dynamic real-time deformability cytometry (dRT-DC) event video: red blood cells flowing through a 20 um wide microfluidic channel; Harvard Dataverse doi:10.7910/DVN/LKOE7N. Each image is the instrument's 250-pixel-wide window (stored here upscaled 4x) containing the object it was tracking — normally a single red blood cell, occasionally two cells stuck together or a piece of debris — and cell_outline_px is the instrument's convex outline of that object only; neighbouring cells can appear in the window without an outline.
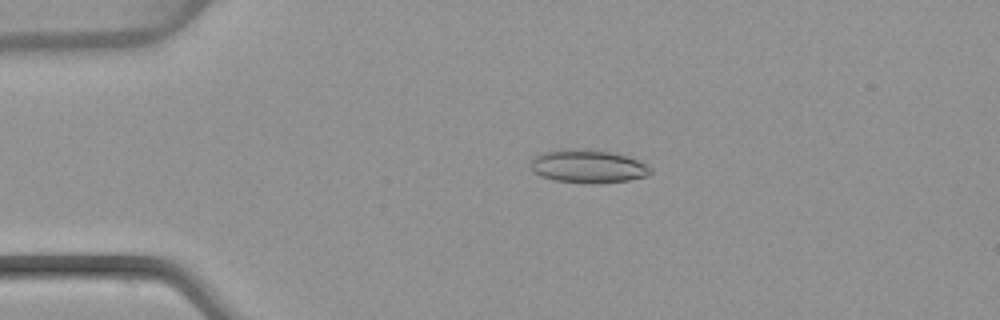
{"species": "common noctule bat (a hibernating species)", "species_latin": "Nyctalus noctula", "temperature_condition": "warm", "stored_images_in_passage": 50, "camera_frame_rate_fps": 3000, "um_per_image_px": 0.085, "animal": {"sex": "female", "body_mass_g": 22.7, "forearm_length_mm": 54.2}, "frame": {"image": 1, "passage_image": 11, "time_ms": 3.333, "image_size_px": [1000, 320], "cell_outline_px": [[652, 172], [644, 176], [628, 180], [556, 180], [540, 176], [532, 172], [528, 164], [536, 156], [544, 152], [572, 148], [588, 148], [612, 152], [628, 156], [652, 168]], "centroid_in_image_um": [49.92, 14.07], "position_along_channel_um": 35.1, "area_um2": 22.25}}
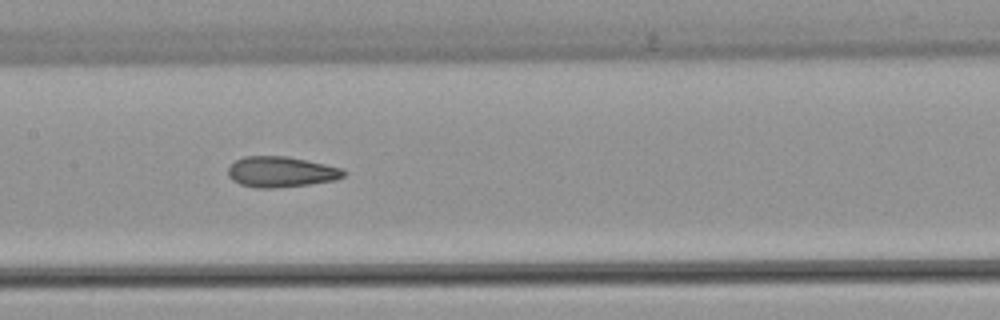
{"frame": {"image": 2, "passage_image": 25, "time_ms": 8.0, "image_size_px": [1000, 320], "cell_outline_px": [[348, 172], [344, 176], [336, 180], [308, 184], [272, 188], [256, 188], [240, 184], [232, 180], [228, 176], [228, 168], [236, 160], [244, 156], [288, 156], [344, 168]], "centroid_in_image_um": [23.91, 14.6], "position_along_channel_um": 183.5, "area_um2": 20.75}}
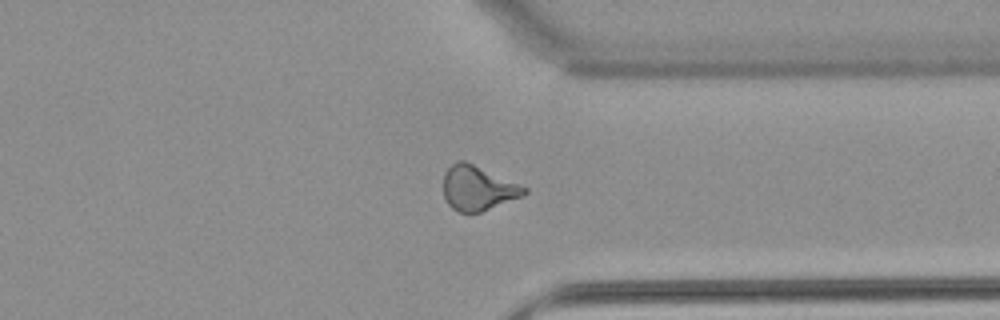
{"frame": {"image": 3, "passage_image": 39, "time_ms": 12.667, "image_size_px": [1000, 320], "cell_outline_px": [[528, 192], [520, 196], [480, 212], [460, 212], [452, 208], [448, 204], [444, 196], [444, 172], [456, 160], [464, 160], [520, 184], [528, 188]], "centroid_in_image_um": [40.59, 15.97], "position_along_channel_um": 370.8, "area_um2": 20.69}, "authors_computed_cell_mechanics": {"area_um2": 21.2415, "velocity_mm_per_s": 4.0527, "shape_relaxation_time_tau1_ms": null, "shape_relaxation_time_tau2_ms": 2.8595, "deformation_change_tau1": null, "deformation_change_tau2": 0.1103}}